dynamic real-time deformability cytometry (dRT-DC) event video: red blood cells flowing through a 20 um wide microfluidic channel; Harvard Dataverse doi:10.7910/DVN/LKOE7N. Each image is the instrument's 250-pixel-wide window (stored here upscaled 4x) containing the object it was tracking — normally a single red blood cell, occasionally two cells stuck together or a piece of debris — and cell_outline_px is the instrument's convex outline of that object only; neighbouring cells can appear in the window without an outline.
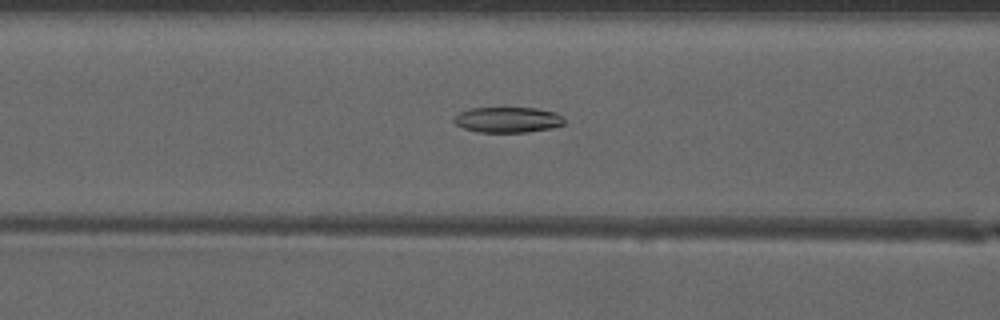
{"species": "common noctule bat (a hibernating species)", "species_latin": "Nyctalus noctula", "temperature_condition": "warm", "stored_images_in_passage": 42, "camera_frame_rate_fps": 3000, "um_per_image_px": 0.085, "animal": {"sex": "male", "forearm_length_mm": 52.5}, "frame": {"image": 1, "passage_image": 13, "time_ms": 4.0, "image_size_px": [1000, 320], "cell_outline_px": [[564, 124], [552, 128], [528, 132], [480, 132], [464, 128], [456, 124], [452, 120], [460, 112], [472, 108], [536, 108], [556, 112], [564, 116]], "centroid_in_image_um": [43.2, 10.18], "position_along_channel_um": 123.4, "area_um2": 16.42}}
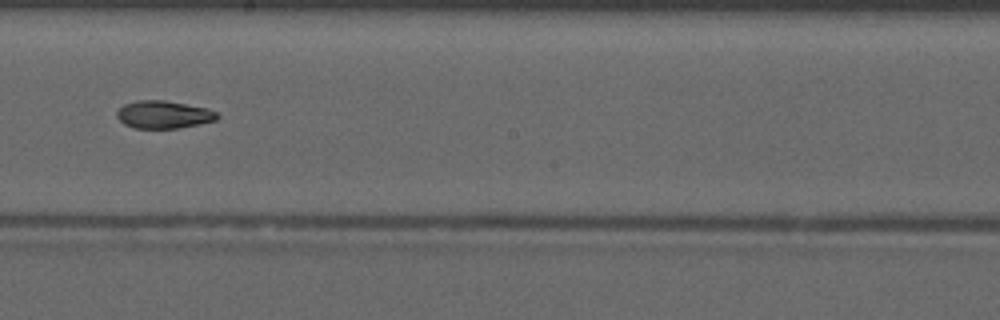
{"frame": {"image": 2, "passage_image": 21, "time_ms": 6.667, "image_size_px": [1000, 320], "cell_outline_px": [[220, 116], [216, 120], [180, 128], [136, 128], [124, 124], [116, 116], [116, 112], [124, 104], [136, 100], [164, 100], [208, 108], [216, 112]], "centroid_in_image_um": [13.91, 9.73], "position_along_channel_um": 234.3, "area_um2": 16.18}}
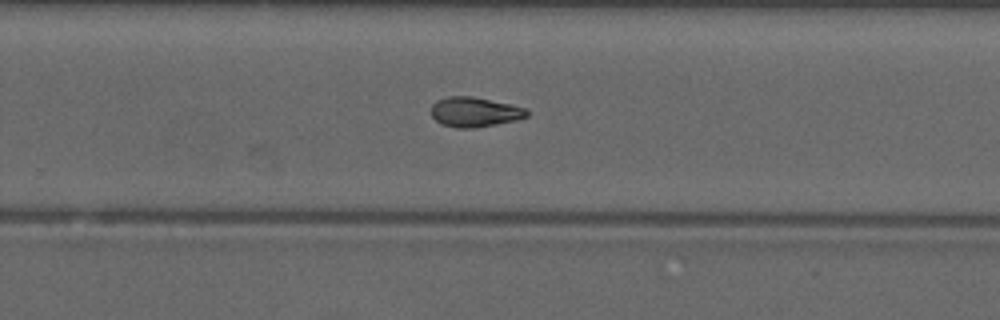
{"frame": {"image": 3, "passage_image": 25, "time_ms": 8.0, "image_size_px": [1000, 320], "cell_outline_px": [[528, 116], [516, 120], [472, 128], [460, 128], [440, 124], [432, 116], [432, 104], [436, 100], [448, 96], [472, 96], [512, 104], [528, 108]], "centroid_in_image_um": [40.36, 9.5], "position_along_channel_um": 289.4, "area_um2": 16.65}, "authors_computed_cell_mechanics": {"area_um2": 16.7909, "velocity_mm_per_s": 4.1697, "shape_relaxation_time_tau1_ms": null, "shape_relaxation_time_tau2_ms": 3.7134, "deformation_change_tau1": null, "deformation_change_tau2": 0.1036}}